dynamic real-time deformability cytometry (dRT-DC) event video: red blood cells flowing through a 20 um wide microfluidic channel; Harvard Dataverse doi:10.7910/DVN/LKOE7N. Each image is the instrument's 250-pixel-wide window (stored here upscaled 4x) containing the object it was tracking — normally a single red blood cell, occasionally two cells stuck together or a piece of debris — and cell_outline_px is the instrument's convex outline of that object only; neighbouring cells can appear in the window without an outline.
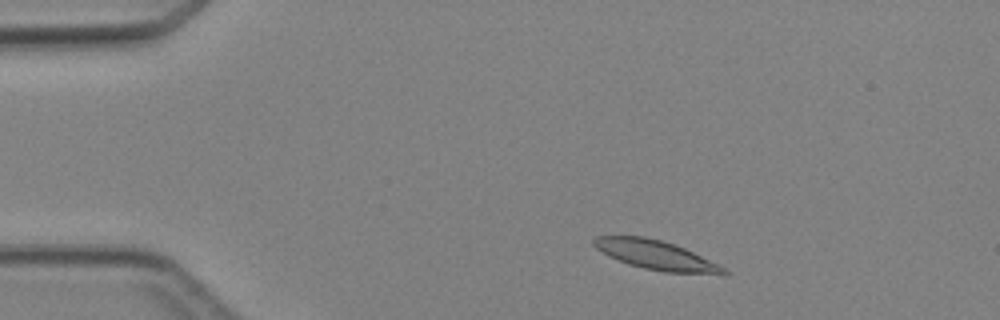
{"species": "Egyptian fruit bat (a non-hibernating species)", "species_latin": "Rousettus aegyptiacus", "temperature_condition": "cold", "stored_images_in_passage": 3, "camera_frame_rate_fps": 3000, "um_per_image_px": 0.085, "animal": {"sex": "female"}, "frame": {"image": 1, "passage_image": 2, "time_ms": 1.333, "image_size_px": [1000, 320], "cell_outline_px": [[728, 276], [724, 276], [664, 272], [644, 268], [628, 264], [608, 256], [596, 248], [592, 244], [592, 240], [596, 236], [644, 236], [660, 240], [684, 248], [724, 268], [728, 272]], "centroid_in_image_um": [55.77, 21.71], "position_along_channel_um": 29.2, "area_um2": 22.14}}